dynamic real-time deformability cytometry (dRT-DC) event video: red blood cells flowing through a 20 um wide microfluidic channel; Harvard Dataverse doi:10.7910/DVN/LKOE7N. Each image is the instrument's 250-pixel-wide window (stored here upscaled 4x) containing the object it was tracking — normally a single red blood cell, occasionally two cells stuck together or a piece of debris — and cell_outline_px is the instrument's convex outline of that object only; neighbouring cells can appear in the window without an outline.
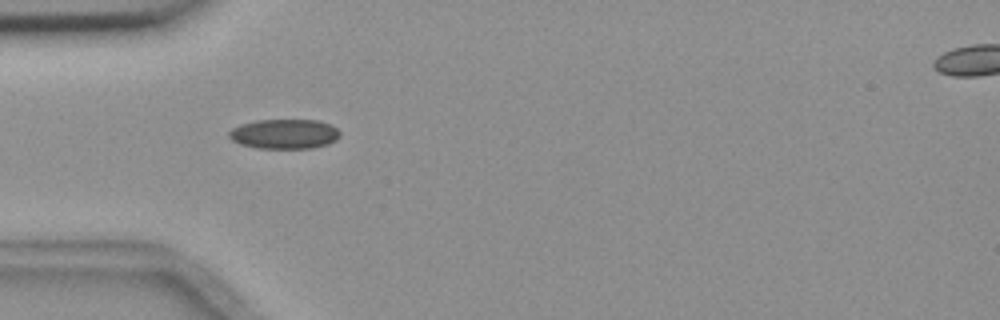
{"species": "common noctule bat (a hibernating species)", "species_latin": "Nyctalus noctula", "temperature_condition": "room temperature", "stored_images_in_passage": 10, "camera_frame_rate_fps": 3000, "um_per_image_px": 0.085, "animal": {"sex": "female", "body_mass_g": 18.4}, "frame": {"image": 1, "passage_image": 5, "time_ms": 5.0, "image_size_px": [1000, 320], "cell_outline_px": [[340, 136], [336, 140], [328, 144], [312, 148], [256, 148], [240, 144], [232, 140], [228, 136], [228, 132], [232, 128], [240, 124], [256, 120], [316, 120], [332, 124], [340, 132]], "centroid_in_image_um": [24.17, 11.38], "position_along_channel_um": 60.8, "area_um2": 19.36}}
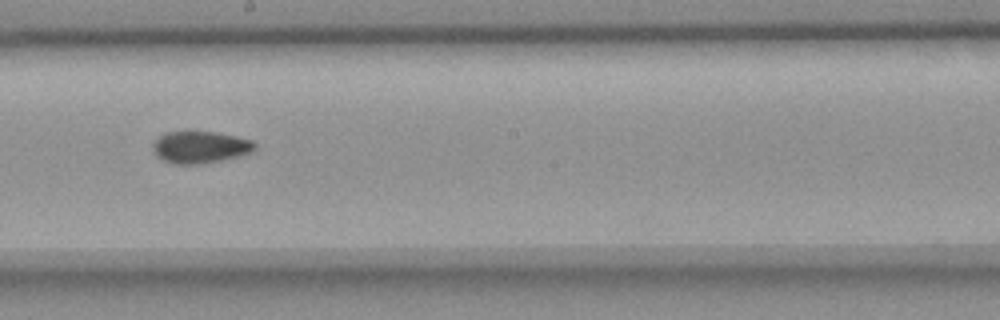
{"frame": {"image": 2, "passage_image": 9, "time_ms": 9.667, "image_size_px": [1000, 320], "cell_outline_px": [[256, 148], [252, 152], [204, 164], [172, 164], [156, 156], [152, 144], [164, 132], [184, 128], [188, 128], [216, 132], [236, 136], [252, 140], [256, 144]], "centroid_in_image_um": [16.98, 12.45], "position_along_channel_um": 231.2, "area_um2": 19.71}}
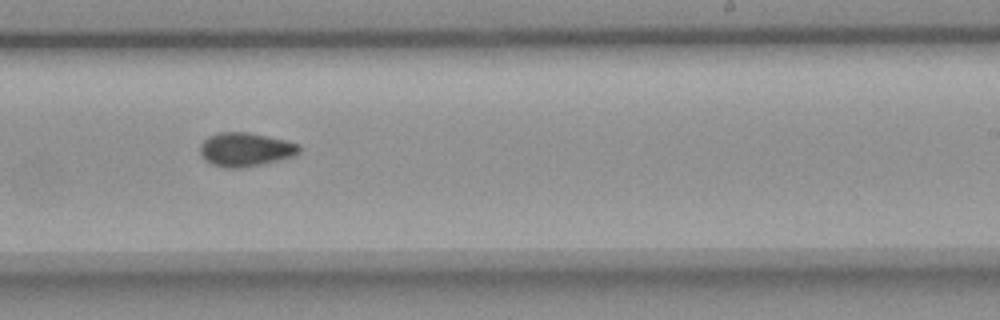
{"frame": {"image": 3, "passage_image": 10, "time_ms": 10.667, "image_size_px": [1000, 320], "cell_outline_px": [[300, 152], [292, 156], [280, 160], [264, 164], [240, 168], [224, 168], [212, 164], [200, 152], [200, 144], [208, 136], [216, 132], [248, 132], [284, 140], [296, 144], [300, 148]], "centroid_in_image_um": [20.84, 12.71], "position_along_channel_um": 268.2, "area_um2": 19.36}}